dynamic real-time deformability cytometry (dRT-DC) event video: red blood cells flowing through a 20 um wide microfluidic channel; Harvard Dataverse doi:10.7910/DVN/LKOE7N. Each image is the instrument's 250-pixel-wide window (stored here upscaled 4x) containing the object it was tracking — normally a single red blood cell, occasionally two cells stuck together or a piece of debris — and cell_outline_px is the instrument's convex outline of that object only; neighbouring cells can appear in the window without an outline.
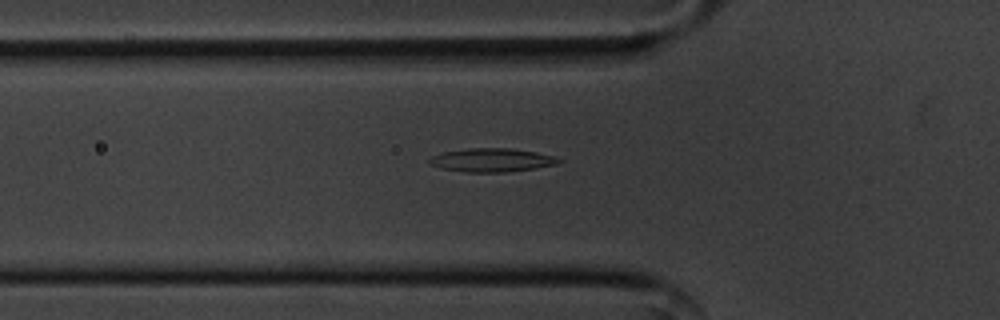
{"species": "common noctule bat (a hibernating species)", "species_latin": "Nyctalus noctula", "temperature_condition": "cold", "stored_images_in_passage": 52, "camera_frame_rate_fps": 3000, "um_per_image_px": 0.085, "animal": {"sex": "male", "body_mass_g": 20.1, "forearm_length_mm": 53.5}, "frame": {"image": 1, "passage_image": 15, "time_ms": 4.667, "image_size_px": [1000, 320], "cell_outline_px": [[560, 160], [556, 164], [536, 168], [504, 172], [464, 172], [440, 168], [428, 164], [428, 160], [432, 156], [444, 152], [468, 148], [508, 148], [536, 152], [552, 156]], "centroid_in_image_um": [41.73, 13.61], "position_along_channel_um": 84.1, "area_um2": 17.57}}
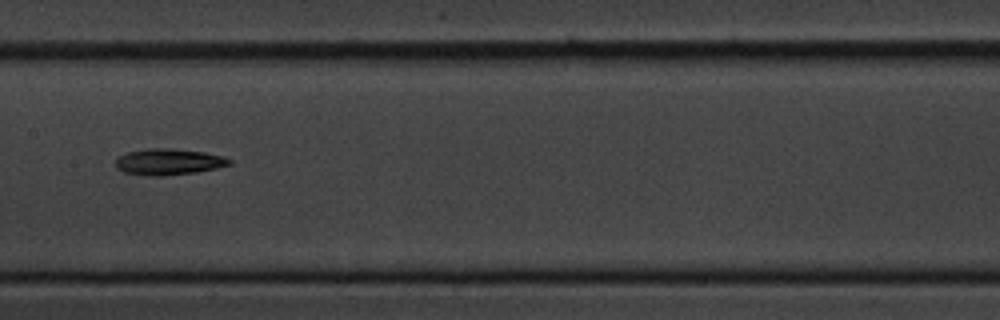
{"frame": {"image": 2, "passage_image": 24, "time_ms": 7.667, "image_size_px": [1000, 320], "cell_outline_px": [[232, 164], [216, 168], [196, 172], [164, 176], [152, 176], [124, 172], [116, 168], [116, 160], [120, 156], [128, 152], [148, 148], [168, 148], [204, 152], [224, 156], [232, 160]], "centroid_in_image_um": [14.36, 13.75], "position_along_channel_um": 193.0, "area_um2": 17.34}}
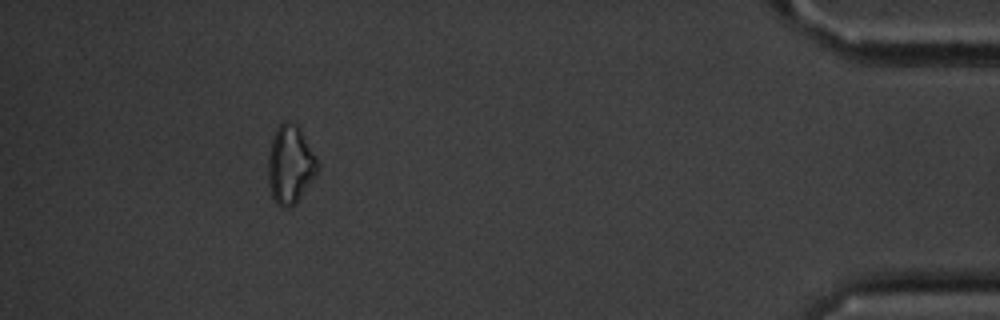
{"frame": {"image": 3, "passage_image": 47, "time_ms": 15.333, "image_size_px": [1000, 320], "cell_outline_px": [[320, 168], [316, 176], [296, 204], [284, 208], [276, 204], [272, 196], [268, 184], [268, 156], [272, 140], [276, 128], [284, 120], [288, 120], [296, 124], [320, 164]], "centroid_in_image_um": [24.67, 14.02], "position_along_channel_um": 410.5, "area_um2": 22.66}, "authors_computed_cell_mechanics": {"area_um2": 17.5712, "velocity_mm_per_s": 3.5975, "shape_relaxation_time_tau1_ms": 6.4568, "shape_relaxation_time_tau2_ms": null, "deformation_change_tau1": 0.1058, "deformation_change_tau2": null}}